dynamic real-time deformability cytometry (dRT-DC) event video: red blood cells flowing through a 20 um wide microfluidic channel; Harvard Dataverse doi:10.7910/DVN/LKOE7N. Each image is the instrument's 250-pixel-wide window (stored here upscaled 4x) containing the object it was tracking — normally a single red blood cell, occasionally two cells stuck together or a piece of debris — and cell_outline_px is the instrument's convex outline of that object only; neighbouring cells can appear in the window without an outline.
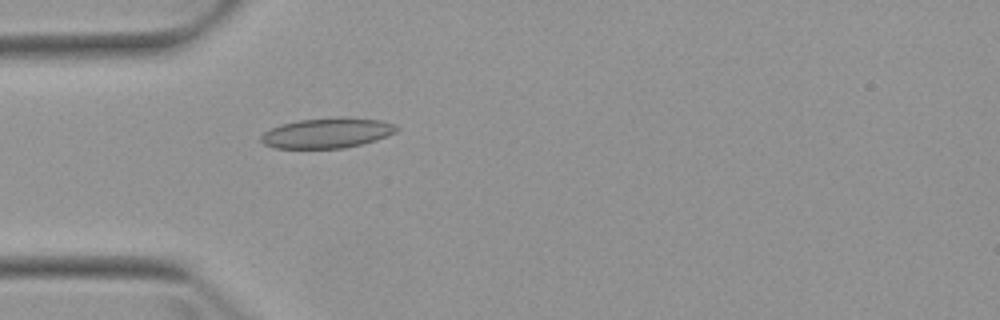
{"species": "Egyptian fruit bat (a non-hibernating species)", "species_latin": "Rousettus aegyptiacus", "temperature_condition": "warm", "stored_images_in_passage": 2, "camera_frame_rate_fps": 3000, "um_per_image_px": 0.085, "animal": {"sex": "female"}, "frame": {"image": 1, "passage_image": 2, "time_ms": 1.0, "image_size_px": [1000, 320], "cell_outline_px": [[400, 128], [396, 132], [388, 136], [376, 140], [344, 148], [272, 148], [264, 144], [260, 140], [260, 136], [264, 132], [280, 124], [300, 120], [340, 116], [380, 120], [392, 124]], "centroid_in_image_um": [27.8, 11.3], "position_along_channel_um": 57.2, "area_um2": 23.93}}